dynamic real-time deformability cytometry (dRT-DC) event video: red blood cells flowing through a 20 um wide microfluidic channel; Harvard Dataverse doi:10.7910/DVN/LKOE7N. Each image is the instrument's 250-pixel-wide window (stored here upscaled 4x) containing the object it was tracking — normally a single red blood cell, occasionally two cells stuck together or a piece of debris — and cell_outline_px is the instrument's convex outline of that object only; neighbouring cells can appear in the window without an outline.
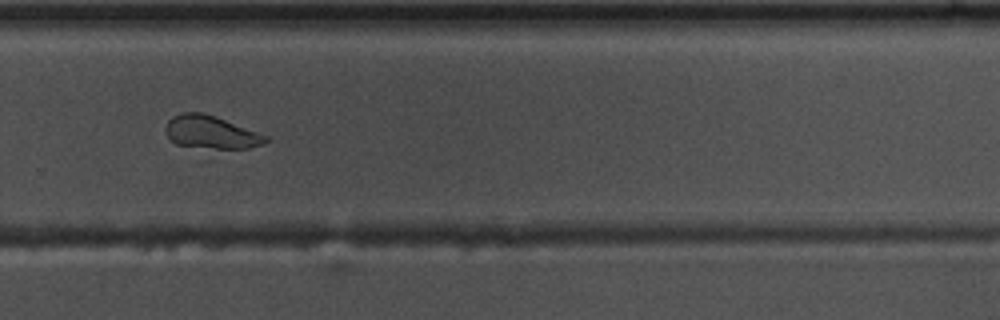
{"species": "common noctule bat (a hibernating species)", "species_latin": "Nyctalus noctula", "temperature_condition": "warm", "stored_images_in_passage": 41, "camera_frame_rate_fps": 3000, "um_per_image_px": 0.085, "animal": {"sex": "male", "body_mass_g": 17.5, "forearm_length_mm": 52.3}, "frame": {"image": 1, "passage_image": 23, "time_ms": 7.333, "image_size_px": [1000, 320], "cell_outline_px": [[268, 140], [264, 144], [208, 160], [176, 144], [168, 136], [164, 128], [168, 120], [172, 116], [184, 112], [200, 112], [224, 120], [268, 136]], "centroid_in_image_um": [17.92, 11.48], "position_along_channel_um": 311.9, "area_um2": 22.02}}
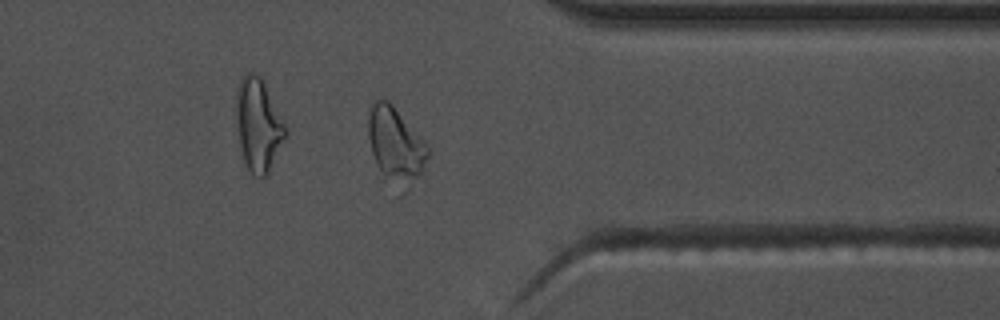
{"frame": {"image": 2, "passage_image": 29, "time_ms": 9.333, "image_size_px": [1000, 320], "cell_outline_px": [[432, 152], [420, 172], [416, 176], [380, 180], [372, 152], [368, 136], [368, 116], [372, 104], [376, 100], [388, 100], [392, 104], [428, 144]], "centroid_in_image_um": [33.59, 12.15], "position_along_channel_um": 377.8, "area_um2": 24.85}}